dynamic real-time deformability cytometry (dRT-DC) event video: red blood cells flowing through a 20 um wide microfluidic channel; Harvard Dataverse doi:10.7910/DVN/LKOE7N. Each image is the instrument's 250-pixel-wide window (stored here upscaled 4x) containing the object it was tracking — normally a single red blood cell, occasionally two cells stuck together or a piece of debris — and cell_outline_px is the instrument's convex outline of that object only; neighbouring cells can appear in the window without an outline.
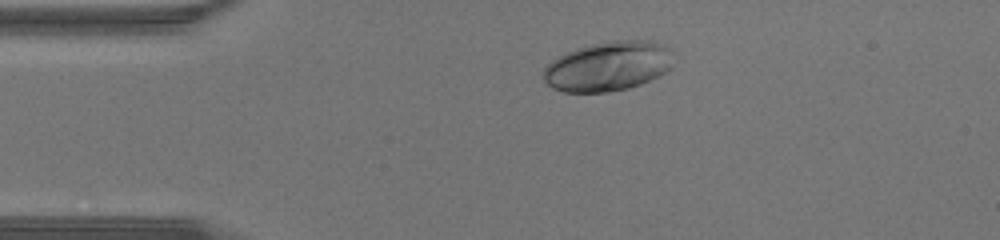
{"species": "human", "species_latin": "Homo sapiens", "temperature_condition": "warm", "stored_images_in_passage": 41, "camera_frame_rate_fps": 3000, "um_per_image_px": 0.085, "donor": {"sex": "male"}, "frame": {"image": 1, "passage_image": 6, "time_ms": 1.667, "image_size_px": [1000, 240], "cell_outline_px": [[672, 68], [640, 84], [628, 88], [608, 92], [564, 92], [552, 88], [544, 80], [544, 68], [552, 60], [576, 48], [608, 40], [652, 40], [664, 44], [668, 48]], "centroid_in_image_um": [51.67, 5.62], "position_along_channel_um": 33.3, "area_um2": 37.34}}
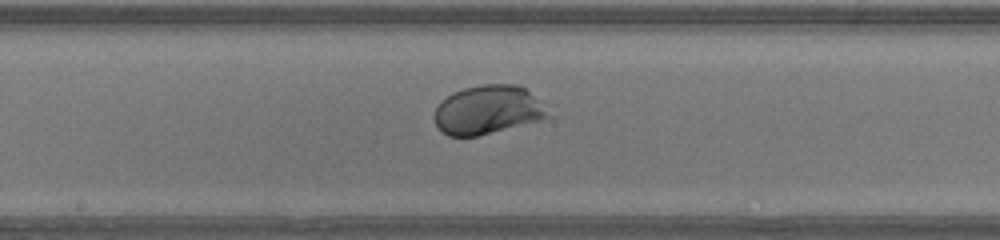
{"frame": {"image": 2, "passage_image": 20, "time_ms": 6.333, "image_size_px": [1000, 240], "cell_outline_px": [[552, 116], [540, 120], [476, 136], [448, 136], [436, 124], [432, 116], [440, 100], [452, 92], [464, 88], [480, 84], [520, 84]], "centroid_in_image_um": [41.39, 9.33], "position_along_channel_um": 206.8, "area_um2": 31.96}}
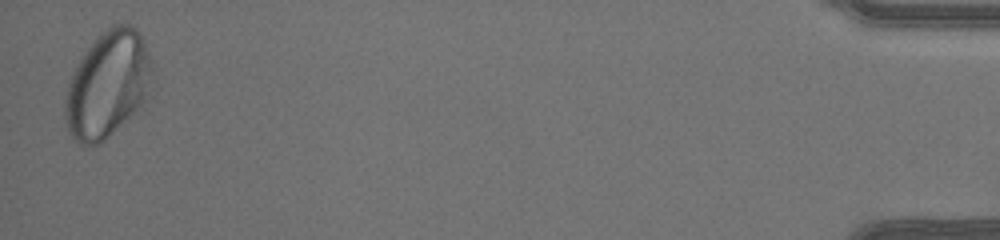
{"frame": {"image": 3, "passage_image": 41, "time_ms": 13.333, "image_size_px": [1000, 240], "cell_outline_px": [[152, 68], [144, 100], [100, 144], [80, 144], [68, 132], [64, 116], [64, 100], [68, 84], [72, 72], [80, 56], [96, 36], [112, 24], [128, 24], [136, 28], [148, 52]], "centroid_in_image_um": [9.07, 7.14], "position_along_channel_um": 426.1, "area_um2": 53.12}}